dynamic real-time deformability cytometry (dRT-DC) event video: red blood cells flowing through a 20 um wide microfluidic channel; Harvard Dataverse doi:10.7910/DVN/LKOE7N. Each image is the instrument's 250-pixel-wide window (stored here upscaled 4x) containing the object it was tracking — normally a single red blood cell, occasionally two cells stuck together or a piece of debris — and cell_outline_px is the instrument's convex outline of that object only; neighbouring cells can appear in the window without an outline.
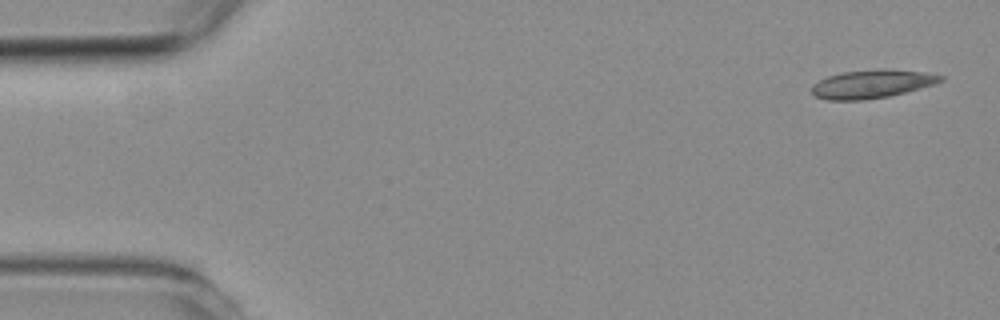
{"species": "common noctule bat (a hibernating species)", "species_latin": "Nyctalus noctula", "temperature_condition": "room temperature", "stored_images_in_passage": 6, "segment_of_instrument_passage": [2, 2], "camera_frame_rate_fps": 3000, "um_per_image_px": 0.085, "animal": {"sex": "female", "body_mass_g": 19.3, "forearm_length_mm": 54.1}, "frame": {"image": 1, "passage_image": 6, "time_ms": 6.0, "image_size_px": [1000, 320], "cell_outline_px": [[944, 80], [920, 88], [888, 96], [864, 100], [828, 100], [816, 96], [812, 92], [812, 84], [828, 76], [840, 72], [880, 68], [884, 68], [924, 72], [944, 76]], "centroid_in_image_um": [74.09, 7.12], "position_along_channel_um": 10.9, "area_um2": 21.27}}